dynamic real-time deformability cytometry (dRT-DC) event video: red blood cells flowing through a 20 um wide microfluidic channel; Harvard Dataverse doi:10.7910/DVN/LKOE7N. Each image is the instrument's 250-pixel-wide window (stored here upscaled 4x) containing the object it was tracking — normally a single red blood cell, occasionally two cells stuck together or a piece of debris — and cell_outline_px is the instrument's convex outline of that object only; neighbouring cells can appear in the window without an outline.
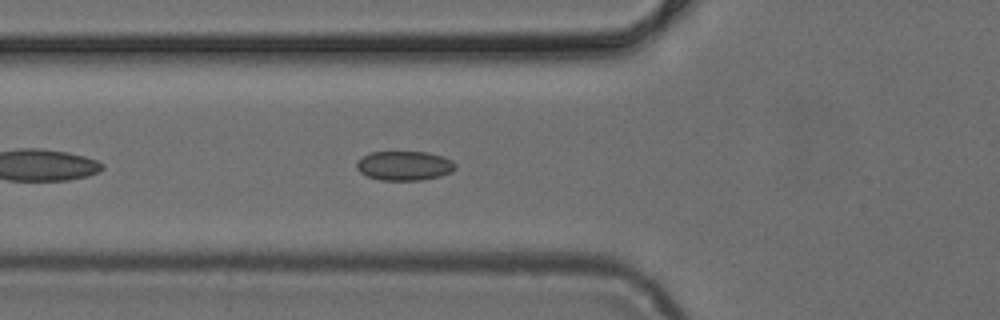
{"species": "common noctule bat (a hibernating species)", "species_latin": "Nyctalus noctula", "temperature_condition": "cold", "stored_images_in_passage": 39, "camera_frame_rate_fps": 3000, "um_per_image_px": 0.085, "animal": {"sex": "female", "body_mass_g": 24.6, "forearm_length_mm": 56.2}, "frame": {"image": 1, "passage_image": 6, "time_ms": 1.667, "image_size_px": [1000, 320], "cell_outline_px": [[456, 168], [452, 172], [440, 176], [420, 180], [380, 180], [368, 176], [360, 172], [356, 168], [356, 164], [368, 152], [428, 152], [452, 160], [456, 164]], "centroid_in_image_um": [34.38, 14.09], "position_along_channel_um": 91.4, "area_um2": 16.82}}
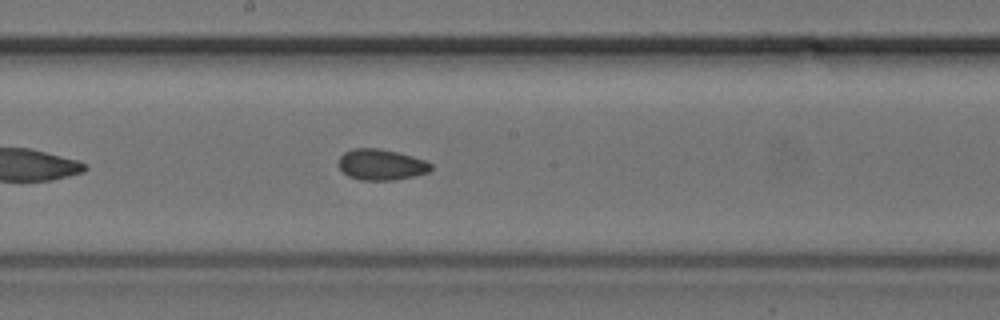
{"frame": {"image": 2, "passage_image": 15, "time_ms": 4.667, "image_size_px": [1000, 320], "cell_outline_px": [[432, 168], [428, 172], [412, 176], [392, 180], [360, 180], [348, 176], [336, 164], [340, 156], [344, 152], [352, 148], [380, 148], [412, 156], [424, 160], [432, 164]], "centroid_in_image_um": [32.35, 13.98], "position_along_channel_um": 215.8, "area_um2": 16.65}}
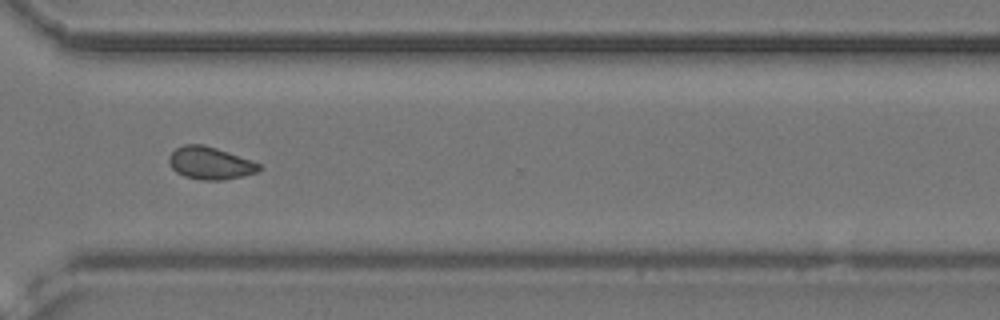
{"frame": {"image": 3, "passage_image": 25, "time_ms": 8.0, "image_size_px": [1000, 320], "cell_outline_px": [[264, 168], [256, 172], [244, 176], [224, 180], [204, 180], [184, 176], [176, 172], [172, 168], [168, 160], [172, 152], [176, 148], [184, 144], [204, 144], [252, 160], [260, 164]], "centroid_in_image_um": [17.89, 13.87], "position_along_channel_um": 352.7, "area_um2": 17.11}}